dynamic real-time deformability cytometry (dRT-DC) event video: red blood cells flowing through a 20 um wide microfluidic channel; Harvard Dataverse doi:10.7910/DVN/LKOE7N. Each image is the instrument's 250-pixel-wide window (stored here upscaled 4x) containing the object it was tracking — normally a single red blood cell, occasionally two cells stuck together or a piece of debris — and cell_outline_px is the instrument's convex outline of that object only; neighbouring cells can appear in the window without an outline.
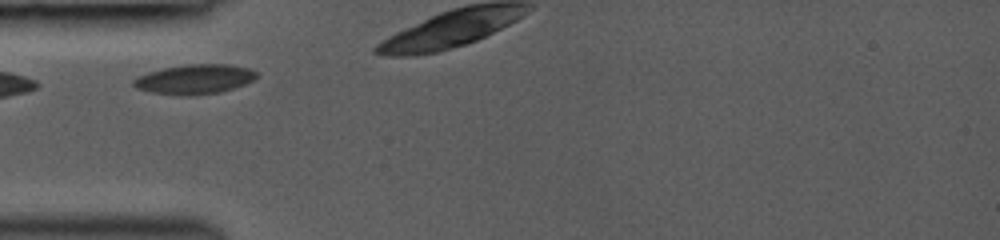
{"species": "common noctule bat (a hibernating species)", "species_latin": "Nyctalus noctula", "temperature_condition": "room temperature", "stored_images_in_passage": 6, "camera_frame_rate_fps": 3000, "um_per_image_px": 0.085, "animal": {"sex": "female", "body_mass_g": 19.0, "forearm_length_mm": 53.3}, "frame": {"image": 1, "passage_image": 1, "time_ms": 0.0, "image_size_px": [1000, 240], "cell_outline_px": [[256, 76], [252, 80], [244, 84], [220, 92], [192, 96], [188, 96], [152, 92], [136, 88], [132, 84], [132, 80], [148, 72], [164, 68], [188, 64], [228, 64], [248, 68], [256, 72]], "centroid_in_image_um": [16.52, 6.73], "position_along_channel_um": 68.5, "area_um2": 20.98}}